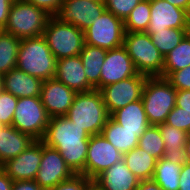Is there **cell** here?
I'll return each instance as SVG.
<instances>
[{
  "instance_id": "6da1fadb",
  "label": "cell",
  "mask_w": 190,
  "mask_h": 190,
  "mask_svg": "<svg viewBox=\"0 0 190 190\" xmlns=\"http://www.w3.org/2000/svg\"><path fill=\"white\" fill-rule=\"evenodd\" d=\"M90 135L66 116L50 118L42 142L58 150L74 174L85 176Z\"/></svg>"
},
{
  "instance_id": "7a4b0ae2",
  "label": "cell",
  "mask_w": 190,
  "mask_h": 190,
  "mask_svg": "<svg viewBox=\"0 0 190 190\" xmlns=\"http://www.w3.org/2000/svg\"><path fill=\"white\" fill-rule=\"evenodd\" d=\"M66 117L92 136L101 134L110 115L101 92L93 89L87 92H77Z\"/></svg>"
},
{
  "instance_id": "3957f363",
  "label": "cell",
  "mask_w": 190,
  "mask_h": 190,
  "mask_svg": "<svg viewBox=\"0 0 190 190\" xmlns=\"http://www.w3.org/2000/svg\"><path fill=\"white\" fill-rule=\"evenodd\" d=\"M57 59L44 36L21 39L17 68L43 81L54 78Z\"/></svg>"
},
{
  "instance_id": "277c9868",
  "label": "cell",
  "mask_w": 190,
  "mask_h": 190,
  "mask_svg": "<svg viewBox=\"0 0 190 190\" xmlns=\"http://www.w3.org/2000/svg\"><path fill=\"white\" fill-rule=\"evenodd\" d=\"M123 46L136 71L147 77H161L164 57L146 32H125Z\"/></svg>"
},
{
  "instance_id": "5b68a950",
  "label": "cell",
  "mask_w": 190,
  "mask_h": 190,
  "mask_svg": "<svg viewBox=\"0 0 190 190\" xmlns=\"http://www.w3.org/2000/svg\"><path fill=\"white\" fill-rule=\"evenodd\" d=\"M177 90L162 77H147L142 93L150 125L163 124L176 105Z\"/></svg>"
},
{
  "instance_id": "8992f818",
  "label": "cell",
  "mask_w": 190,
  "mask_h": 190,
  "mask_svg": "<svg viewBox=\"0 0 190 190\" xmlns=\"http://www.w3.org/2000/svg\"><path fill=\"white\" fill-rule=\"evenodd\" d=\"M50 15L24 0H14L4 31L16 38L42 36Z\"/></svg>"
},
{
  "instance_id": "52a82bcc",
  "label": "cell",
  "mask_w": 190,
  "mask_h": 190,
  "mask_svg": "<svg viewBox=\"0 0 190 190\" xmlns=\"http://www.w3.org/2000/svg\"><path fill=\"white\" fill-rule=\"evenodd\" d=\"M43 36L57 60L78 56L85 44L84 32L81 29L63 23L55 16L48 19Z\"/></svg>"
},
{
  "instance_id": "ba28073f",
  "label": "cell",
  "mask_w": 190,
  "mask_h": 190,
  "mask_svg": "<svg viewBox=\"0 0 190 190\" xmlns=\"http://www.w3.org/2000/svg\"><path fill=\"white\" fill-rule=\"evenodd\" d=\"M49 120L41 97L18 98L12 121V126L17 130L30 135L34 140H42Z\"/></svg>"
},
{
  "instance_id": "9c48e42d",
  "label": "cell",
  "mask_w": 190,
  "mask_h": 190,
  "mask_svg": "<svg viewBox=\"0 0 190 190\" xmlns=\"http://www.w3.org/2000/svg\"><path fill=\"white\" fill-rule=\"evenodd\" d=\"M124 21L105 10L84 31L85 44L111 50L123 45Z\"/></svg>"
},
{
  "instance_id": "30bf717a",
  "label": "cell",
  "mask_w": 190,
  "mask_h": 190,
  "mask_svg": "<svg viewBox=\"0 0 190 190\" xmlns=\"http://www.w3.org/2000/svg\"><path fill=\"white\" fill-rule=\"evenodd\" d=\"M146 79L147 76L137 73L128 79L102 87L99 91L108 114L111 115L129 103L140 100Z\"/></svg>"
},
{
  "instance_id": "8fae6325",
  "label": "cell",
  "mask_w": 190,
  "mask_h": 190,
  "mask_svg": "<svg viewBox=\"0 0 190 190\" xmlns=\"http://www.w3.org/2000/svg\"><path fill=\"white\" fill-rule=\"evenodd\" d=\"M121 159H123V154L102 134L92 135L88 143L85 176L93 181Z\"/></svg>"
},
{
  "instance_id": "7c38bea8",
  "label": "cell",
  "mask_w": 190,
  "mask_h": 190,
  "mask_svg": "<svg viewBox=\"0 0 190 190\" xmlns=\"http://www.w3.org/2000/svg\"><path fill=\"white\" fill-rule=\"evenodd\" d=\"M73 175L74 173L67 166L60 152L42 142V159L34 179L40 187L43 190H48Z\"/></svg>"
},
{
  "instance_id": "4fadbf2b",
  "label": "cell",
  "mask_w": 190,
  "mask_h": 190,
  "mask_svg": "<svg viewBox=\"0 0 190 190\" xmlns=\"http://www.w3.org/2000/svg\"><path fill=\"white\" fill-rule=\"evenodd\" d=\"M105 10L104 2L64 0L55 17L61 22L72 24L84 32L93 24V20Z\"/></svg>"
},
{
  "instance_id": "5bb4252c",
  "label": "cell",
  "mask_w": 190,
  "mask_h": 190,
  "mask_svg": "<svg viewBox=\"0 0 190 190\" xmlns=\"http://www.w3.org/2000/svg\"><path fill=\"white\" fill-rule=\"evenodd\" d=\"M42 159V140H35L22 153L0 167L13 180H34Z\"/></svg>"
},
{
  "instance_id": "9a60e30c",
  "label": "cell",
  "mask_w": 190,
  "mask_h": 190,
  "mask_svg": "<svg viewBox=\"0 0 190 190\" xmlns=\"http://www.w3.org/2000/svg\"><path fill=\"white\" fill-rule=\"evenodd\" d=\"M166 28H190V13L166 0H150V22L147 34Z\"/></svg>"
},
{
  "instance_id": "2e32d148",
  "label": "cell",
  "mask_w": 190,
  "mask_h": 190,
  "mask_svg": "<svg viewBox=\"0 0 190 190\" xmlns=\"http://www.w3.org/2000/svg\"><path fill=\"white\" fill-rule=\"evenodd\" d=\"M137 73L132 59L123 45L107 50L106 58L101 68L100 89L106 85L135 76Z\"/></svg>"
},
{
  "instance_id": "e0dca14e",
  "label": "cell",
  "mask_w": 190,
  "mask_h": 190,
  "mask_svg": "<svg viewBox=\"0 0 190 190\" xmlns=\"http://www.w3.org/2000/svg\"><path fill=\"white\" fill-rule=\"evenodd\" d=\"M77 92L68 88L56 78L45 80L41 100L50 118L66 116Z\"/></svg>"
},
{
  "instance_id": "ac0fdd59",
  "label": "cell",
  "mask_w": 190,
  "mask_h": 190,
  "mask_svg": "<svg viewBox=\"0 0 190 190\" xmlns=\"http://www.w3.org/2000/svg\"><path fill=\"white\" fill-rule=\"evenodd\" d=\"M54 78L76 92H87L95 89L87 81L85 69L79 55L58 59Z\"/></svg>"
},
{
  "instance_id": "d6986e66",
  "label": "cell",
  "mask_w": 190,
  "mask_h": 190,
  "mask_svg": "<svg viewBox=\"0 0 190 190\" xmlns=\"http://www.w3.org/2000/svg\"><path fill=\"white\" fill-rule=\"evenodd\" d=\"M43 82L17 67L2 75V89L16 98L40 97Z\"/></svg>"
},
{
  "instance_id": "ffe728a7",
  "label": "cell",
  "mask_w": 190,
  "mask_h": 190,
  "mask_svg": "<svg viewBox=\"0 0 190 190\" xmlns=\"http://www.w3.org/2000/svg\"><path fill=\"white\" fill-rule=\"evenodd\" d=\"M139 181L121 159L97 176L93 183L101 190H136Z\"/></svg>"
},
{
  "instance_id": "44dd1931",
  "label": "cell",
  "mask_w": 190,
  "mask_h": 190,
  "mask_svg": "<svg viewBox=\"0 0 190 190\" xmlns=\"http://www.w3.org/2000/svg\"><path fill=\"white\" fill-rule=\"evenodd\" d=\"M157 126L165 145L163 157L175 164L188 163L185 144L189 134L166 123Z\"/></svg>"
},
{
  "instance_id": "7402d4cb",
  "label": "cell",
  "mask_w": 190,
  "mask_h": 190,
  "mask_svg": "<svg viewBox=\"0 0 190 190\" xmlns=\"http://www.w3.org/2000/svg\"><path fill=\"white\" fill-rule=\"evenodd\" d=\"M35 140L13 126L0 129V166L22 153Z\"/></svg>"
},
{
  "instance_id": "603a6c76",
  "label": "cell",
  "mask_w": 190,
  "mask_h": 190,
  "mask_svg": "<svg viewBox=\"0 0 190 190\" xmlns=\"http://www.w3.org/2000/svg\"><path fill=\"white\" fill-rule=\"evenodd\" d=\"M145 131H129L108 118L101 134L122 154L130 152L139 144V138Z\"/></svg>"
},
{
  "instance_id": "cb8c5ba5",
  "label": "cell",
  "mask_w": 190,
  "mask_h": 190,
  "mask_svg": "<svg viewBox=\"0 0 190 190\" xmlns=\"http://www.w3.org/2000/svg\"><path fill=\"white\" fill-rule=\"evenodd\" d=\"M110 117L129 131H146L150 126L142 99L116 110Z\"/></svg>"
},
{
  "instance_id": "d4e9b609",
  "label": "cell",
  "mask_w": 190,
  "mask_h": 190,
  "mask_svg": "<svg viewBox=\"0 0 190 190\" xmlns=\"http://www.w3.org/2000/svg\"><path fill=\"white\" fill-rule=\"evenodd\" d=\"M107 50L84 44L79 56L82 60L87 81L97 90H100L101 68L106 58Z\"/></svg>"
},
{
  "instance_id": "484cf974",
  "label": "cell",
  "mask_w": 190,
  "mask_h": 190,
  "mask_svg": "<svg viewBox=\"0 0 190 190\" xmlns=\"http://www.w3.org/2000/svg\"><path fill=\"white\" fill-rule=\"evenodd\" d=\"M126 166L141 181L153 178L157 159L140 147L123 154Z\"/></svg>"
},
{
  "instance_id": "4316f807",
  "label": "cell",
  "mask_w": 190,
  "mask_h": 190,
  "mask_svg": "<svg viewBox=\"0 0 190 190\" xmlns=\"http://www.w3.org/2000/svg\"><path fill=\"white\" fill-rule=\"evenodd\" d=\"M182 165L175 164L164 157L157 160L153 180L163 190H178Z\"/></svg>"
},
{
  "instance_id": "83f0119b",
  "label": "cell",
  "mask_w": 190,
  "mask_h": 190,
  "mask_svg": "<svg viewBox=\"0 0 190 190\" xmlns=\"http://www.w3.org/2000/svg\"><path fill=\"white\" fill-rule=\"evenodd\" d=\"M21 39L0 30V74L4 75L17 67L18 49Z\"/></svg>"
},
{
  "instance_id": "f1b7e54d",
  "label": "cell",
  "mask_w": 190,
  "mask_h": 190,
  "mask_svg": "<svg viewBox=\"0 0 190 190\" xmlns=\"http://www.w3.org/2000/svg\"><path fill=\"white\" fill-rule=\"evenodd\" d=\"M190 66V32L183 38L169 54L164 58V67L161 74L166 78L171 72Z\"/></svg>"
},
{
  "instance_id": "f546056e",
  "label": "cell",
  "mask_w": 190,
  "mask_h": 190,
  "mask_svg": "<svg viewBox=\"0 0 190 190\" xmlns=\"http://www.w3.org/2000/svg\"><path fill=\"white\" fill-rule=\"evenodd\" d=\"M189 32L190 28H166L154 30L150 37L152 43L165 58Z\"/></svg>"
},
{
  "instance_id": "4dcf8cb0",
  "label": "cell",
  "mask_w": 190,
  "mask_h": 190,
  "mask_svg": "<svg viewBox=\"0 0 190 190\" xmlns=\"http://www.w3.org/2000/svg\"><path fill=\"white\" fill-rule=\"evenodd\" d=\"M150 22V0H142L124 21L125 32H146Z\"/></svg>"
},
{
  "instance_id": "1f68e13d",
  "label": "cell",
  "mask_w": 190,
  "mask_h": 190,
  "mask_svg": "<svg viewBox=\"0 0 190 190\" xmlns=\"http://www.w3.org/2000/svg\"><path fill=\"white\" fill-rule=\"evenodd\" d=\"M138 147L159 160L164 156V141L158 126L150 125L139 138Z\"/></svg>"
},
{
  "instance_id": "d6a6232c",
  "label": "cell",
  "mask_w": 190,
  "mask_h": 190,
  "mask_svg": "<svg viewBox=\"0 0 190 190\" xmlns=\"http://www.w3.org/2000/svg\"><path fill=\"white\" fill-rule=\"evenodd\" d=\"M18 98L5 90L0 91V123L12 126L13 115L17 107Z\"/></svg>"
},
{
  "instance_id": "836d02e7",
  "label": "cell",
  "mask_w": 190,
  "mask_h": 190,
  "mask_svg": "<svg viewBox=\"0 0 190 190\" xmlns=\"http://www.w3.org/2000/svg\"><path fill=\"white\" fill-rule=\"evenodd\" d=\"M142 0H104L107 11L125 21L132 9Z\"/></svg>"
},
{
  "instance_id": "e575fe53",
  "label": "cell",
  "mask_w": 190,
  "mask_h": 190,
  "mask_svg": "<svg viewBox=\"0 0 190 190\" xmlns=\"http://www.w3.org/2000/svg\"><path fill=\"white\" fill-rule=\"evenodd\" d=\"M164 123L190 134V111L175 105Z\"/></svg>"
},
{
  "instance_id": "d590c367",
  "label": "cell",
  "mask_w": 190,
  "mask_h": 190,
  "mask_svg": "<svg viewBox=\"0 0 190 190\" xmlns=\"http://www.w3.org/2000/svg\"><path fill=\"white\" fill-rule=\"evenodd\" d=\"M92 182L83 174H74L71 178L48 190H87Z\"/></svg>"
},
{
  "instance_id": "8d00e7d4",
  "label": "cell",
  "mask_w": 190,
  "mask_h": 190,
  "mask_svg": "<svg viewBox=\"0 0 190 190\" xmlns=\"http://www.w3.org/2000/svg\"><path fill=\"white\" fill-rule=\"evenodd\" d=\"M165 79L176 90H190V66L171 72Z\"/></svg>"
},
{
  "instance_id": "74e56055",
  "label": "cell",
  "mask_w": 190,
  "mask_h": 190,
  "mask_svg": "<svg viewBox=\"0 0 190 190\" xmlns=\"http://www.w3.org/2000/svg\"><path fill=\"white\" fill-rule=\"evenodd\" d=\"M37 8L43 9L50 16H55L64 0H24Z\"/></svg>"
},
{
  "instance_id": "f35d334b",
  "label": "cell",
  "mask_w": 190,
  "mask_h": 190,
  "mask_svg": "<svg viewBox=\"0 0 190 190\" xmlns=\"http://www.w3.org/2000/svg\"><path fill=\"white\" fill-rule=\"evenodd\" d=\"M14 0H0V30H4L8 22L10 8Z\"/></svg>"
},
{
  "instance_id": "ab89813d",
  "label": "cell",
  "mask_w": 190,
  "mask_h": 190,
  "mask_svg": "<svg viewBox=\"0 0 190 190\" xmlns=\"http://www.w3.org/2000/svg\"><path fill=\"white\" fill-rule=\"evenodd\" d=\"M178 190H190V162L182 165Z\"/></svg>"
},
{
  "instance_id": "60d3db41",
  "label": "cell",
  "mask_w": 190,
  "mask_h": 190,
  "mask_svg": "<svg viewBox=\"0 0 190 190\" xmlns=\"http://www.w3.org/2000/svg\"><path fill=\"white\" fill-rule=\"evenodd\" d=\"M12 190H43L35 180L13 181Z\"/></svg>"
},
{
  "instance_id": "b9f144b4",
  "label": "cell",
  "mask_w": 190,
  "mask_h": 190,
  "mask_svg": "<svg viewBox=\"0 0 190 190\" xmlns=\"http://www.w3.org/2000/svg\"><path fill=\"white\" fill-rule=\"evenodd\" d=\"M176 106L190 111V90H177Z\"/></svg>"
},
{
  "instance_id": "7bdbcfd3",
  "label": "cell",
  "mask_w": 190,
  "mask_h": 190,
  "mask_svg": "<svg viewBox=\"0 0 190 190\" xmlns=\"http://www.w3.org/2000/svg\"><path fill=\"white\" fill-rule=\"evenodd\" d=\"M136 190H163L153 179L141 180Z\"/></svg>"
},
{
  "instance_id": "ee69618b",
  "label": "cell",
  "mask_w": 190,
  "mask_h": 190,
  "mask_svg": "<svg viewBox=\"0 0 190 190\" xmlns=\"http://www.w3.org/2000/svg\"><path fill=\"white\" fill-rule=\"evenodd\" d=\"M13 180L0 167V190H12Z\"/></svg>"
},
{
  "instance_id": "f6af8a7d",
  "label": "cell",
  "mask_w": 190,
  "mask_h": 190,
  "mask_svg": "<svg viewBox=\"0 0 190 190\" xmlns=\"http://www.w3.org/2000/svg\"><path fill=\"white\" fill-rule=\"evenodd\" d=\"M166 1L190 13V0H166Z\"/></svg>"
},
{
  "instance_id": "bcb514c9",
  "label": "cell",
  "mask_w": 190,
  "mask_h": 190,
  "mask_svg": "<svg viewBox=\"0 0 190 190\" xmlns=\"http://www.w3.org/2000/svg\"><path fill=\"white\" fill-rule=\"evenodd\" d=\"M186 152H187V157H188V162H190V134L188 135L186 144H185Z\"/></svg>"
},
{
  "instance_id": "7dc6e473",
  "label": "cell",
  "mask_w": 190,
  "mask_h": 190,
  "mask_svg": "<svg viewBox=\"0 0 190 190\" xmlns=\"http://www.w3.org/2000/svg\"><path fill=\"white\" fill-rule=\"evenodd\" d=\"M87 190H101V189L92 182Z\"/></svg>"
},
{
  "instance_id": "c3c4849f",
  "label": "cell",
  "mask_w": 190,
  "mask_h": 190,
  "mask_svg": "<svg viewBox=\"0 0 190 190\" xmlns=\"http://www.w3.org/2000/svg\"><path fill=\"white\" fill-rule=\"evenodd\" d=\"M2 90V75L0 74V91Z\"/></svg>"
},
{
  "instance_id": "681fc988",
  "label": "cell",
  "mask_w": 190,
  "mask_h": 190,
  "mask_svg": "<svg viewBox=\"0 0 190 190\" xmlns=\"http://www.w3.org/2000/svg\"><path fill=\"white\" fill-rule=\"evenodd\" d=\"M84 1H86V0H84ZM89 1L104 2V0H89Z\"/></svg>"
},
{
  "instance_id": "f907efd6",
  "label": "cell",
  "mask_w": 190,
  "mask_h": 190,
  "mask_svg": "<svg viewBox=\"0 0 190 190\" xmlns=\"http://www.w3.org/2000/svg\"><path fill=\"white\" fill-rule=\"evenodd\" d=\"M3 127H4V125L0 123V129H2Z\"/></svg>"
}]
</instances>
